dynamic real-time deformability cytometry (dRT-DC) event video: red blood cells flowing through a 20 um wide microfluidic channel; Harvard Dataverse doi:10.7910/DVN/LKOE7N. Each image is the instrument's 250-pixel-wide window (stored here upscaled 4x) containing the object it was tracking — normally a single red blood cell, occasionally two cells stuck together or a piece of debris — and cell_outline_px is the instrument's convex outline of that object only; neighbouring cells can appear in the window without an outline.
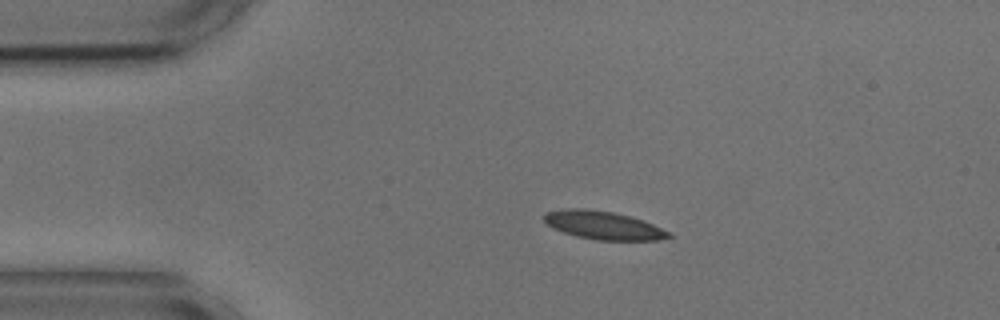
{"species": "common noctule bat (a hibernating species)", "species_latin": "Nyctalus noctula", "temperature_condition": "cold", "stored_images_in_passage": 54, "camera_frame_rate_fps": 3000, "um_per_image_px": 0.085, "animal": {"sex": "male", "body_mass_g": 17.9, "forearm_length_mm": 54.2}, "frame": {"image": 1, "passage_image": 10, "time_ms": 3.0, "image_size_px": [1000, 320], "cell_outline_px": [[672, 236], [656, 240], [596, 240], [576, 236], [552, 228], [544, 220], [544, 212], [568, 208], [584, 208], [612, 212], [644, 220], [672, 232]], "centroid_in_image_um": [51.29, 19.15], "position_along_channel_um": 33.7, "area_um2": 20.52}}
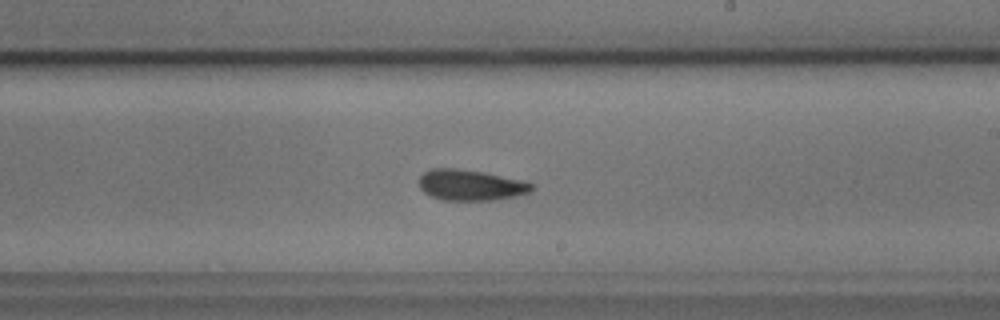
{"frame": {"image": 2, "passage_image": 31, "time_ms": 10.0, "image_size_px": [1000, 320], "cell_outline_px": [[536, 188], [528, 192], [516, 196], [496, 200], [444, 200], [432, 196], [424, 192], [420, 188], [420, 176], [424, 172], [432, 168], [456, 168], [484, 172], [520, 180], [532, 184]], "centroid_in_image_um": [40.0, 15.73], "position_along_channel_um": 249.0, "area_um2": 20.11}}
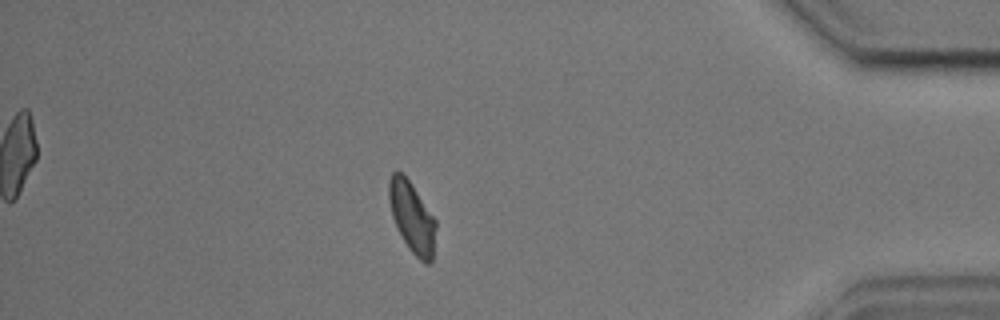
{"frame": {"image": 3, "passage_image": 47, "time_ms": 15.333, "image_size_px": [1000, 320], "cell_outline_px": [[436, 228], [432, 260], [428, 264], [424, 264], [408, 248], [396, 228], [392, 216], [388, 200], [388, 180], [392, 172], [400, 172], [412, 184], [436, 220]], "centroid_in_image_um": [35.0, 18.47], "position_along_channel_um": 400.2, "area_um2": 19.42}, "authors_computed_cell_mechanics": {"area_um2": 20.0566, "velocity_mm_per_s": 3.5983, "shape_relaxation_time_tau1_ms": 5.0061, "shape_relaxation_time_tau2_ms": 2.5077, "deformation_change_tau1": 0.1209, "deformation_change_tau2": 0.0833}}